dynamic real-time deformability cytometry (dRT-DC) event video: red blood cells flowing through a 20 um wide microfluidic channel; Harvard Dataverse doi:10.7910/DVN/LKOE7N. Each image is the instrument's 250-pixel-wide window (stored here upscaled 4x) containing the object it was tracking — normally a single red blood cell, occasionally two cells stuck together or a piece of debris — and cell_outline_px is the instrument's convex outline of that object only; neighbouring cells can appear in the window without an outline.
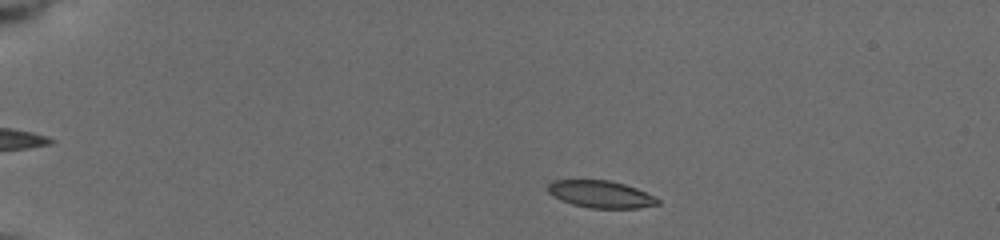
{"species": "common noctule bat (a hibernating species)", "species_latin": "Nyctalus noctula", "temperature_condition": "cold", "stored_images_in_passage": 49, "camera_frame_rate_fps": 3000, "um_per_image_px": 0.085, "animal": {"sex": "female", "body_mass_g": 19.5, "forearm_length_mm": 54.1}, "frame": {"image": 1, "passage_image": 5, "time_ms": 1.333, "image_size_px": [1000, 240], "cell_outline_px": [[660, 204], [640, 208], [588, 208], [572, 204], [560, 200], [552, 196], [548, 192], [548, 184], [552, 180], [608, 180], [624, 184], [636, 188], [660, 200]], "centroid_in_image_um": [51.03, 16.51], "position_along_channel_um": 34.0, "area_um2": 17.4}}
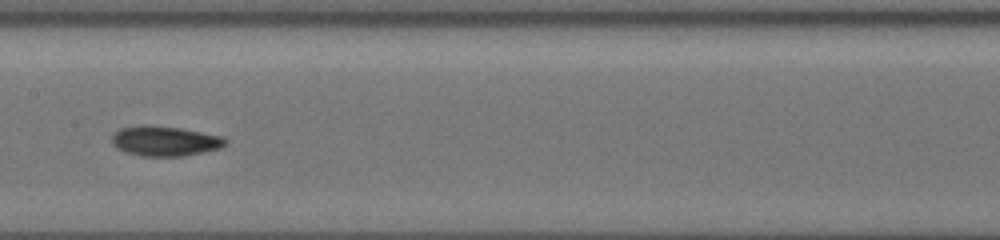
{"frame": {"image": 2, "passage_image": 24, "time_ms": 7.667, "image_size_px": [1000, 240], "cell_outline_px": [[228, 144], [220, 148], [184, 156], [140, 156], [124, 152], [116, 148], [112, 144], [112, 132], [120, 128], [144, 124], [180, 128], [224, 136], [228, 140]], "centroid_in_image_um": [14.0, 11.98], "position_along_channel_um": 193.4, "area_um2": 20.17}}
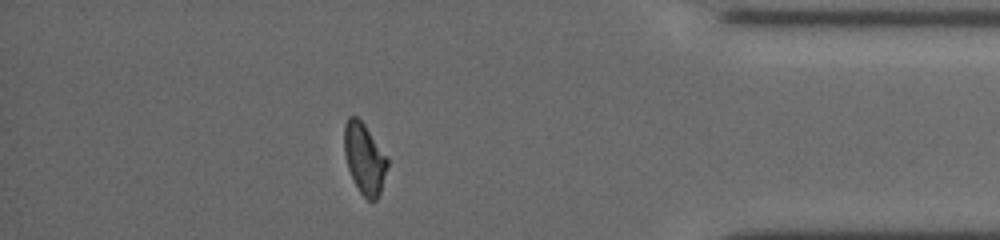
{"frame": {"image": 3, "passage_image": 43, "time_ms": 14.0, "image_size_px": [1000, 240], "cell_outline_px": [[388, 164], [380, 192], [376, 200], [368, 200], [360, 192], [348, 168], [344, 152], [344, 124], [348, 116], [356, 116], [364, 124], [388, 160]], "centroid_in_image_um": [30.95, 13.46], "position_along_channel_um": 404.2, "area_um2": 17.34}, "authors_computed_cell_mechanics": {"area_um2": 18.496, "velocity_mm_per_s": 3.7556, "shape_relaxation_time_tau1_ms": 5.8354, "shape_relaxation_time_tau2_ms": 3.2748, "deformation_change_tau1": 0.1341, "deformation_change_tau2": 0.0852}}